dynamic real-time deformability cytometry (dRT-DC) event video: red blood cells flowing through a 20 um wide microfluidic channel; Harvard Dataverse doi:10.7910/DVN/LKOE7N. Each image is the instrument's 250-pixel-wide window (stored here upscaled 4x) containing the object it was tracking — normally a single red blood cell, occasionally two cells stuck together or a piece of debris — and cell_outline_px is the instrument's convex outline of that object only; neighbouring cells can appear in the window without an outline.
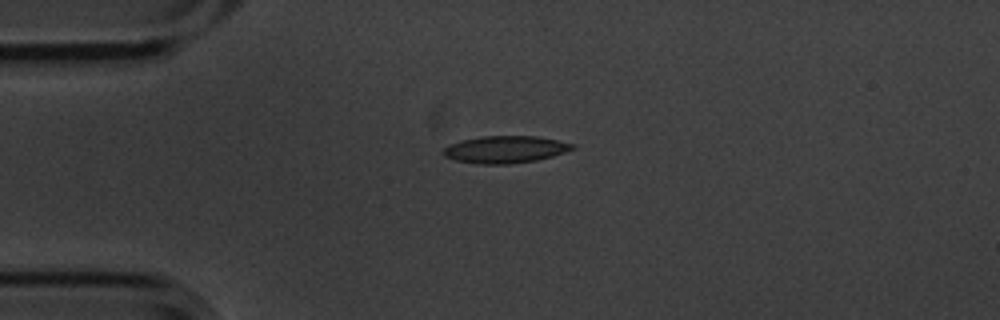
{"species": "common noctule bat (a hibernating species)", "species_latin": "Nyctalus noctula", "temperature_condition": "cold", "stored_images_in_passage": 2, "camera_frame_rate_fps": 3000, "um_per_image_px": 0.085, "animal": {"sex": "male", "body_mass_g": 20.1, "forearm_length_mm": 53.5}, "frame": {"image": 1, "passage_image": 1, "time_ms": 0.0, "image_size_px": [1000, 320], "cell_outline_px": [[576, 148], [552, 156], [536, 160], [508, 164], [480, 164], [456, 160], [444, 156], [440, 152], [448, 144], [460, 140], [480, 136], [536, 136], [576, 144]], "centroid_in_image_um": [42.91, 12.69], "position_along_channel_um": 42.1, "area_um2": 20.52}}